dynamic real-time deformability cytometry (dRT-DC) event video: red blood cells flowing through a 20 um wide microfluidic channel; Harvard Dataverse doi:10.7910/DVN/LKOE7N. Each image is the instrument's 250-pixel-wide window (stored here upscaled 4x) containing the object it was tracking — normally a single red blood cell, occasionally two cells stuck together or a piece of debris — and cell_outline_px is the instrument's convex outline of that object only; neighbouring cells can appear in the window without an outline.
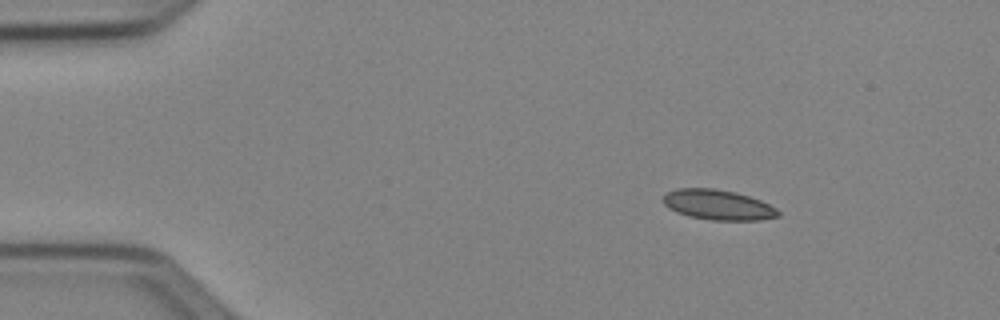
{"species": "Egyptian fruit bat (a non-hibernating species)", "species_latin": "Rousettus aegyptiacus", "temperature_condition": "cold", "stored_images_in_passage": 45, "camera_frame_rate_fps": 3000, "um_per_image_px": 0.085, "animal": {"sex": "female"}, "frame": {"image": 1, "passage_image": 1, "time_ms": 0.0, "image_size_px": [1000, 320], "cell_outline_px": [[780, 216], [760, 220], [712, 220], [688, 216], [676, 212], [668, 208], [664, 204], [664, 196], [668, 192], [676, 188], [712, 188], [736, 192], [760, 200], [776, 208], [780, 212]], "centroid_in_image_um": [61.03, 17.41], "position_along_channel_um": 24.0, "area_um2": 20.17}}
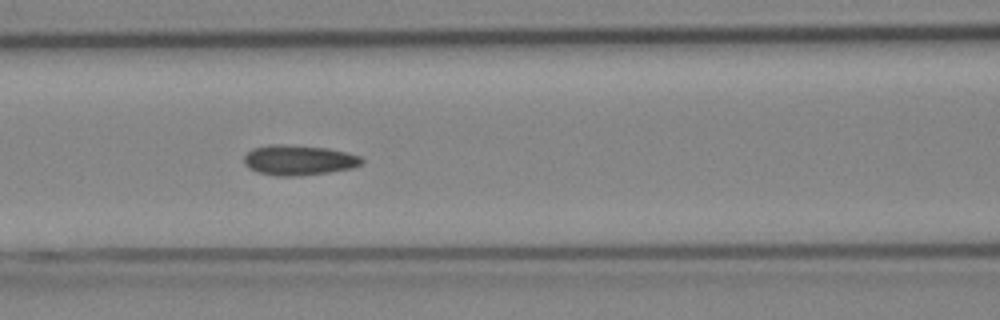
{"frame": {"image": 2, "passage_image": 16, "time_ms": 5.0, "image_size_px": [1000, 320], "cell_outline_px": [[364, 160], [360, 164], [352, 168], [328, 172], [300, 176], [276, 176], [256, 172], [248, 168], [244, 164], [244, 156], [252, 148], [268, 144], [284, 144], [328, 148], [360, 156]], "centroid_in_image_um": [25.34, 13.61], "position_along_channel_um": 141.3, "area_um2": 20.81}}
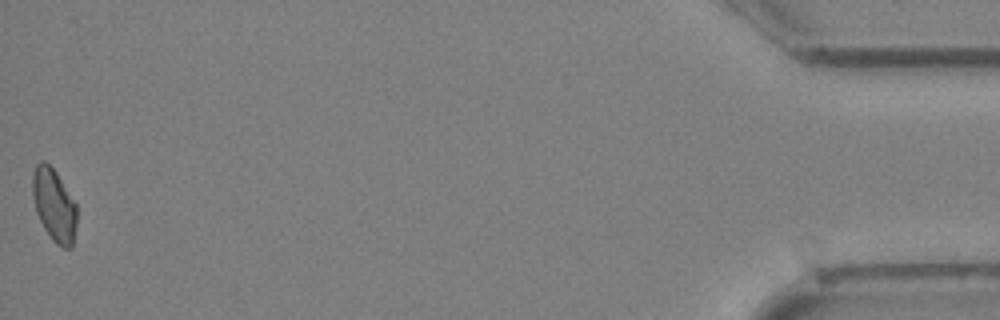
{"frame": {"image": 3, "passage_image": 45, "time_ms": 14.667, "image_size_px": [1000, 320], "cell_outline_px": [[76, 228], [72, 248], [64, 248], [56, 244], [52, 240], [44, 228], [36, 212], [32, 196], [32, 172], [36, 164], [40, 160], [44, 160], [56, 172], [76, 204]], "centroid_in_image_um": [4.58, 17.43], "position_along_channel_um": 430.6, "area_um2": 18.84}, "authors_computed_cell_mechanics": {"area_um2": 19.8254, "velocity_mm_per_s": 3.9627, "shape_relaxation_time_tau1_ms": null, "shape_relaxation_time_tau2_ms": 3.1959, "deformation_change_tau1": null, "deformation_change_tau2": 0.0774}}